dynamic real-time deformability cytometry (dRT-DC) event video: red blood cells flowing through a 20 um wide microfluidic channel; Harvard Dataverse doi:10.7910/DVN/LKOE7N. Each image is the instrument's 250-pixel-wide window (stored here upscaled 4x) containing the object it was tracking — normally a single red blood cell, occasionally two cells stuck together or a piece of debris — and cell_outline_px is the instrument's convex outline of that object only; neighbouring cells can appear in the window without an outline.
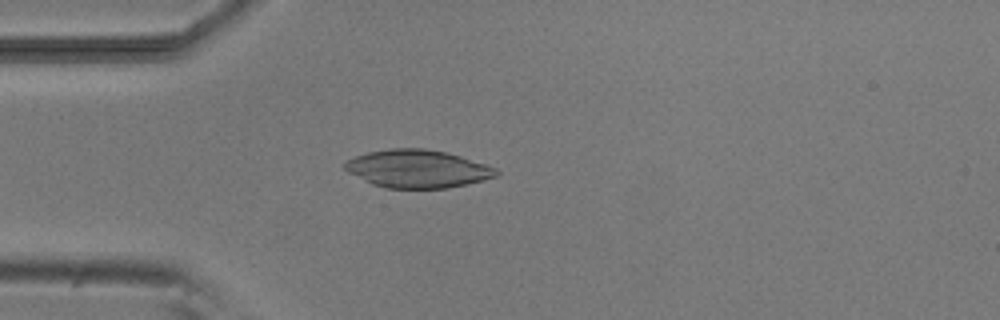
{"species": "common noctule bat (a hibernating species)", "species_latin": "Nyctalus noctula", "temperature_condition": "room temperature", "stored_images_in_passage": 52, "camera_frame_rate_fps": 3000, "um_per_image_px": 0.085, "animal": {"sex": "male", "body_mass_g": 20.5, "forearm_length_mm": 52.5}, "frame": {"image": 1, "passage_image": 14, "time_ms": 4.333, "image_size_px": [1000, 320], "cell_outline_px": [[500, 176], [468, 184], [444, 188], [384, 188], [372, 184], [348, 172], [344, 168], [344, 164], [348, 160], [356, 156], [368, 152], [392, 148], [424, 148], [448, 152], [496, 168], [500, 172]], "centroid_in_image_um": [35.52, 14.35], "position_along_channel_um": 49.5, "area_um2": 33.47}}
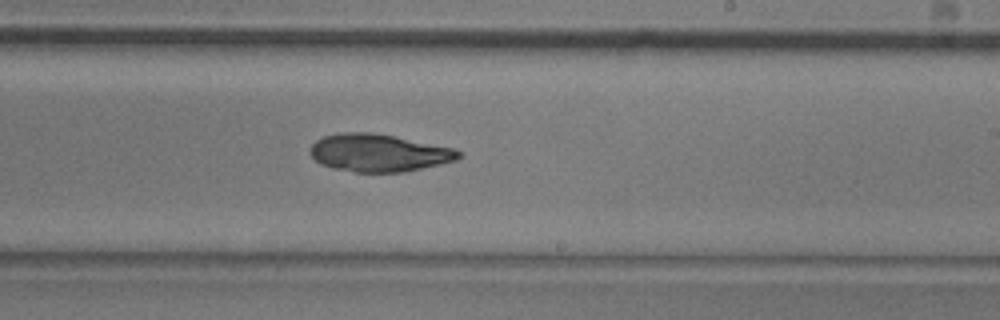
{"frame": {"image": 2, "passage_image": 31, "time_ms": 10.0, "image_size_px": [1000, 320], "cell_outline_px": [[460, 156], [456, 160], [404, 172], [356, 172], [332, 168], [320, 164], [312, 156], [312, 144], [316, 140], [324, 136], [340, 132], [372, 132], [452, 148], [460, 152]], "centroid_in_image_um": [32.15, 12.99], "position_along_channel_um": 256.9, "area_um2": 32.02}}
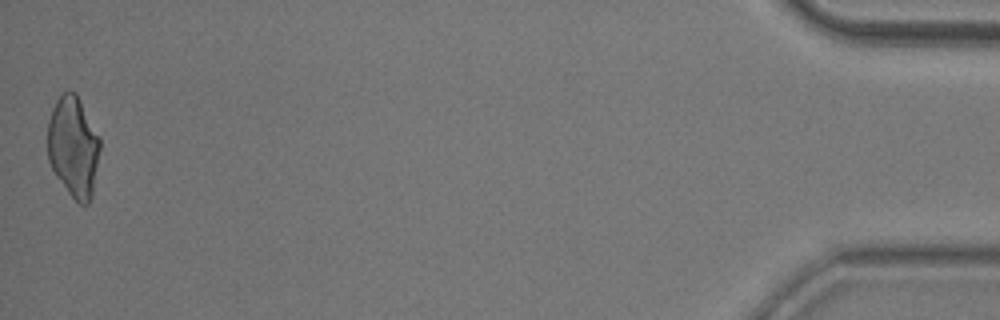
{"frame": {"image": 3, "passage_image": 52, "time_ms": 17.0, "image_size_px": [1000, 320], "cell_outline_px": [[100, 148], [92, 196], [88, 204], [80, 204], [68, 192], [56, 176], [48, 160], [48, 120], [52, 108], [56, 100], [64, 92], [76, 92], [100, 136]], "centroid_in_image_um": [6.24, 12.46], "position_along_channel_um": 429.0, "area_um2": 30.75}}